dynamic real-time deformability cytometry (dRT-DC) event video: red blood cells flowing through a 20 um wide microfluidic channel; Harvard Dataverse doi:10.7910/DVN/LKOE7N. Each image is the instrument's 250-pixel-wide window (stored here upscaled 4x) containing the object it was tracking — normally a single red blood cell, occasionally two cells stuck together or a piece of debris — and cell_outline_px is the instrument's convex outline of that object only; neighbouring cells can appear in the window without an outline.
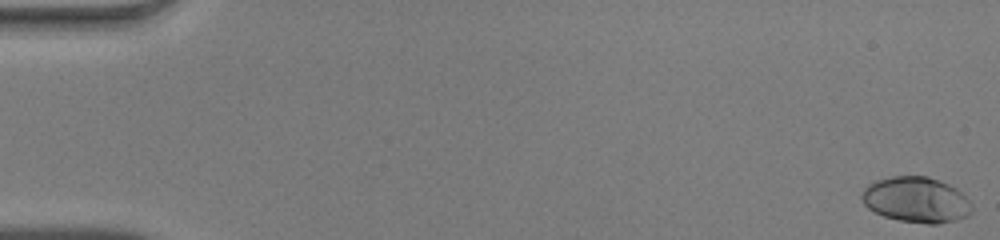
{"species": "human", "species_latin": "Homo sapiens", "temperature_condition": "warm", "stored_images_in_passage": 51, "camera_frame_rate_fps": 3000, "um_per_image_px": 0.085, "donor": {"sex": "male"}, "frame": {"image": 1, "passage_image": 1, "time_ms": 0.0, "image_size_px": [1000, 240], "cell_outline_px": [[972, 212], [968, 216], [956, 220], [936, 224], [928, 224], [900, 220], [884, 216], [868, 208], [864, 204], [860, 196], [864, 188], [868, 184], [876, 180], [892, 176], [928, 176], [940, 180], [956, 188], [972, 204]], "centroid_in_image_um": [77.88, 16.97], "position_along_channel_um": 7.1, "area_um2": 29.3}}
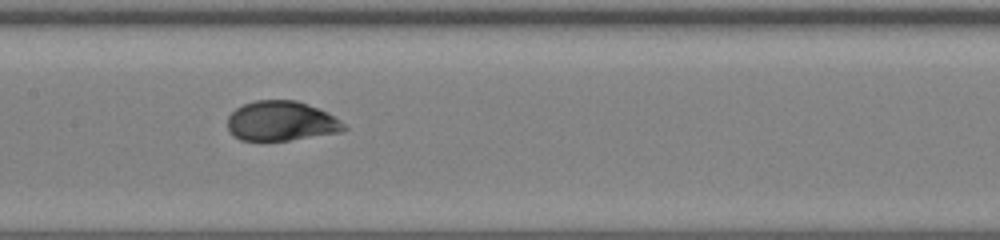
{"frame": {"image": 2, "passage_image": 26, "time_ms": 8.333, "image_size_px": [1000, 240], "cell_outline_px": [[348, 128], [340, 132], [288, 140], [240, 140], [232, 136], [228, 132], [228, 116], [236, 108], [244, 104], [256, 100], [296, 100], [308, 104], [340, 120]], "centroid_in_image_um": [23.86, 10.29], "position_along_channel_um": 183.5, "area_um2": 26.76}}
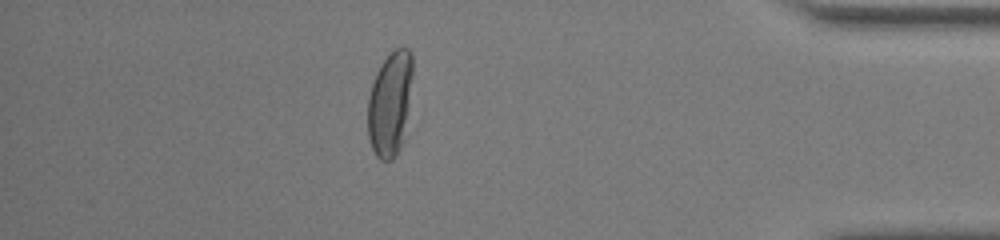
{"frame": {"image": 3, "passage_image": 45, "time_ms": 14.667, "image_size_px": [1000, 240], "cell_outline_px": [[412, 76], [404, 140], [400, 148], [392, 160], [380, 160], [376, 156], [372, 148], [368, 136], [368, 96], [376, 72], [380, 64], [396, 48], [408, 48], [412, 52]], "centroid_in_image_um": [33.15, 8.82], "position_along_channel_um": 402.1, "area_um2": 27.34}, "authors_computed_cell_mechanics": {"area_um2": 27.5128, "velocity_mm_per_s": 4.0606, "shape_relaxation_time_tau1_ms": 6.2115, "shape_relaxation_time_tau2_ms": null, "deformation_change_tau1": 0.2482, "deformation_change_tau2": null}}